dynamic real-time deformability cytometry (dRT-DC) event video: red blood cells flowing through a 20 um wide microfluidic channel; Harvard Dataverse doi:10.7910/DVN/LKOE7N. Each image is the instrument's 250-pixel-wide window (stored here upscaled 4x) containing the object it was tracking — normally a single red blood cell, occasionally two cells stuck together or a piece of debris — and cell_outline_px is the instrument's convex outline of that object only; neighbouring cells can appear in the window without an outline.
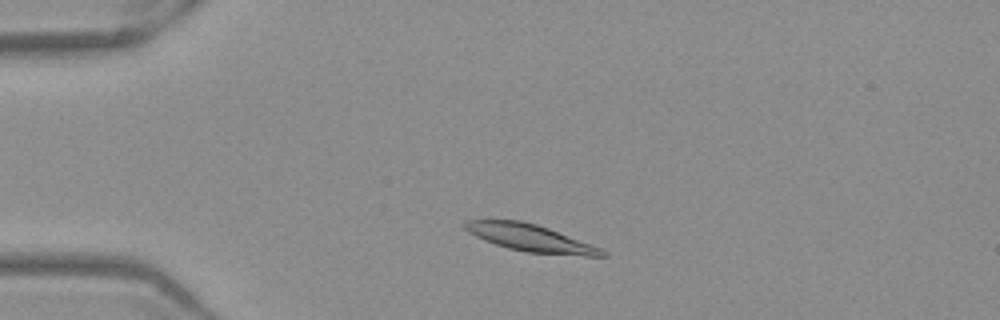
{"species": "Egyptian fruit bat (a non-hibernating species)", "species_latin": "Rousettus aegyptiacus", "temperature_condition": "warm", "stored_images_in_passage": 47, "camera_frame_rate_fps": 3000, "um_per_image_px": 0.085, "frame": {"image": 1, "passage_image": 7, "time_ms": 2.0, "image_size_px": [1000, 320], "cell_outline_px": [[608, 256], [584, 256], [524, 252], [508, 248], [484, 240], [468, 232], [464, 228], [464, 220], [520, 220], [536, 224], [548, 228], [600, 248], [608, 252]], "centroid_in_image_um": [45.07, 20.23], "position_along_channel_um": 39.9, "area_um2": 21.5}}
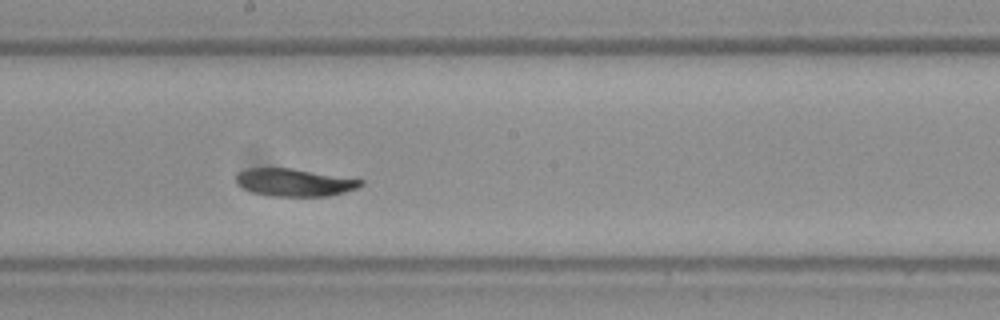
{"frame": {"image": 2, "passage_image": 24, "time_ms": 7.667, "image_size_px": [1000, 320], "cell_outline_px": [[364, 184], [356, 188], [344, 192], [328, 196], [272, 196], [252, 192], [244, 188], [236, 180], [236, 176], [240, 172], [248, 168], [292, 168], [364, 180]], "centroid_in_image_um": [25.05, 15.5], "position_along_channel_um": 223.2, "area_um2": 19.83}}
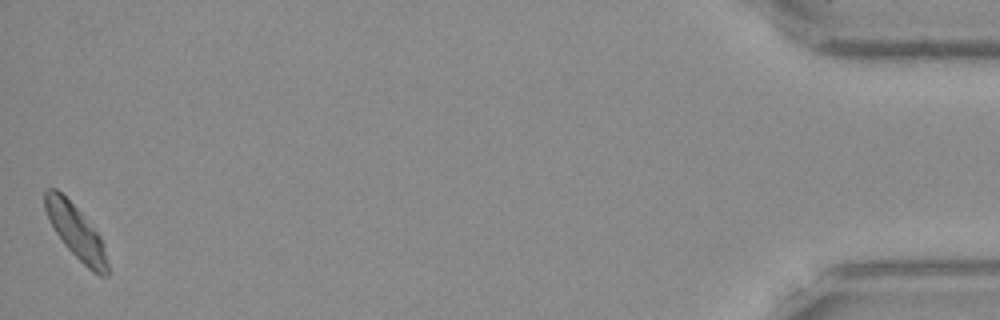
{"frame": {"image": 3, "passage_image": 47, "time_ms": 15.333, "image_size_px": [1000, 320], "cell_outline_px": [[108, 276], [100, 276], [92, 272], [64, 244], [48, 220], [44, 208], [44, 192], [48, 188], [56, 188], [80, 212], [100, 236], [104, 244], [108, 264]], "centroid_in_image_um": [6.45, 19.71], "position_along_channel_um": 428.7, "area_um2": 19.31}, "authors_computed_cell_mechanics": {"area_um2": 20.6924, "velocity_mm_per_s": 3.8569, "shape_relaxation_time_tau1_ms": 4.3884, "shape_relaxation_time_tau2_ms": 5.3608, "deformation_change_tau1": 0.1429, "deformation_change_tau2": 0.086}}